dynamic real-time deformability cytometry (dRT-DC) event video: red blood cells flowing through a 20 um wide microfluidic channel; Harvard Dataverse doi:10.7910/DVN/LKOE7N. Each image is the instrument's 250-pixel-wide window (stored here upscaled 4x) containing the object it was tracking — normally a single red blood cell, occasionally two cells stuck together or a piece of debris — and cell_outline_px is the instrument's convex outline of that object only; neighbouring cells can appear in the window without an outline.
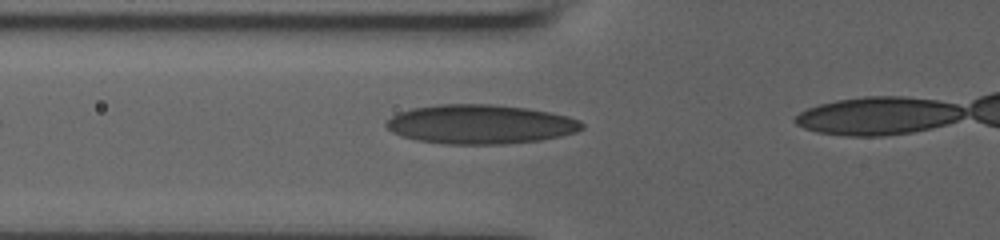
{"species": "human", "species_latin": "Homo sapiens", "temperature_condition": "room temperature", "stored_images_in_passage": 3, "segment_of_instrument_passage": [1, 2], "camera_frame_rate_fps": 3000, "um_per_image_px": 0.085, "donor": {"sex": "male"}, "frame": {"image": 1, "passage_image": 2, "time_ms": 0.333, "image_size_px": [1000, 240], "cell_outline_px": [[584, 128], [576, 132], [560, 136], [540, 140], [504, 144], [444, 144], [416, 140], [392, 132], [384, 124], [392, 116], [400, 112], [412, 108], [440, 104], [492, 104], [528, 108], [568, 116], [580, 120], [584, 124]], "centroid_in_image_um": [40.84, 10.56], "position_along_channel_um": 85.0, "area_um2": 44.74}}